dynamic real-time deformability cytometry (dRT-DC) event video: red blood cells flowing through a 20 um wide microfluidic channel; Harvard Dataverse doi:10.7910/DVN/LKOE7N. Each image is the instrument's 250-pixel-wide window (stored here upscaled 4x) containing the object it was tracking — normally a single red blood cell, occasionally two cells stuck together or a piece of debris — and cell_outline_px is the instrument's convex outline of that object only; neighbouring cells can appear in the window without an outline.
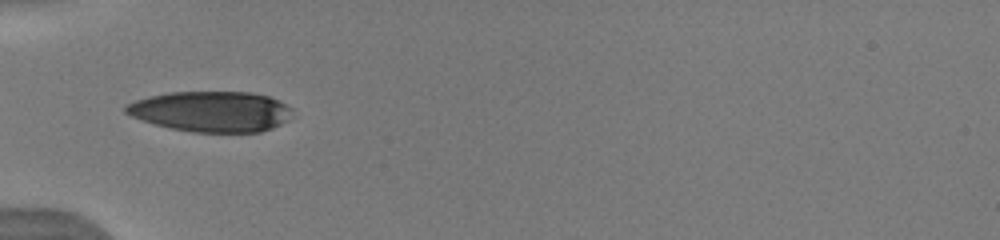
{"species": "human", "species_latin": "Homo sapiens", "temperature_condition": "warm", "stored_images_in_passage": 44, "camera_frame_rate_fps": 3000, "um_per_image_px": 0.085, "donor": {"sex": "male"}, "frame": {"image": 1, "passage_image": 1, "time_ms": 0.0, "image_size_px": [1000, 240], "cell_outline_px": [[292, 108], [288, 120], [272, 128], [260, 132], [192, 132], [172, 128], [156, 124], [132, 116], [124, 112], [124, 104], [136, 100], [168, 92], [252, 92], [268, 96], [280, 100]], "centroid_in_image_um": [17.97, 9.47], "position_along_channel_um": 67.0, "area_um2": 39.25}}